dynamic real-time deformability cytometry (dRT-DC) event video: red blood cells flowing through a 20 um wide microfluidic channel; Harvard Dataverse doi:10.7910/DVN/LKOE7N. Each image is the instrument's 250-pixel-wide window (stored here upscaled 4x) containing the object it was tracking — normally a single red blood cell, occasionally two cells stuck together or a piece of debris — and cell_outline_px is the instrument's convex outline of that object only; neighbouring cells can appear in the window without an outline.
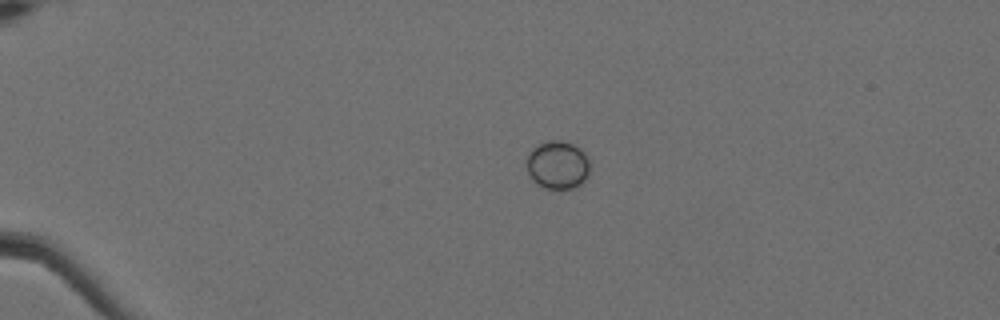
{"species": "Egyptian fruit bat (a non-hibernating species)", "species_latin": "Rousettus aegyptiacus", "temperature_condition": "cold", "stored_images_in_passage": 45, "camera_frame_rate_fps": 3000, "um_per_image_px": 0.085, "animal": {"sex": "female"}, "frame": {"image": 1, "passage_image": 1, "time_ms": 0.0, "image_size_px": [1000, 320], "cell_outline_px": [[588, 176], [576, 188], [544, 188], [536, 184], [532, 180], [528, 172], [528, 156], [532, 148], [548, 140], [560, 140], [572, 144], [580, 148], [584, 152], [588, 160]], "centroid_in_image_um": [47.4, 14.02], "position_along_channel_um": 37.6, "area_um2": 17.57}}
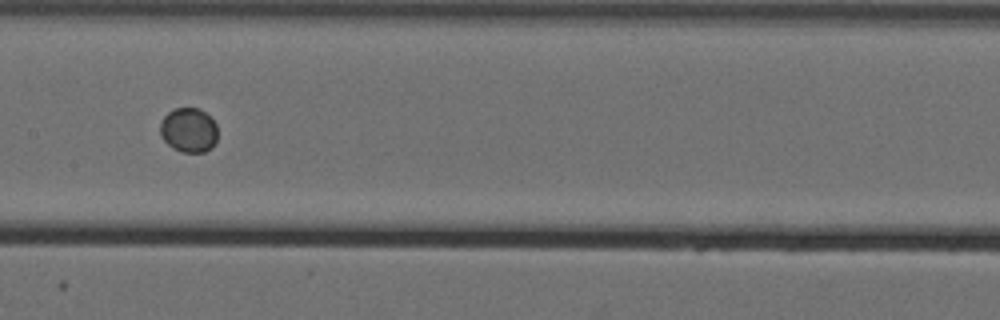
{"frame": {"image": 2, "passage_image": 19, "time_ms": 6.0, "image_size_px": [1000, 320], "cell_outline_px": [[216, 140], [212, 148], [204, 152], [184, 152], [172, 148], [164, 140], [160, 132], [160, 124], [164, 116], [168, 112], [176, 108], [200, 108], [216, 124]], "centroid_in_image_um": [16.03, 11.06], "position_along_channel_um": 191.4, "area_um2": 14.8}}
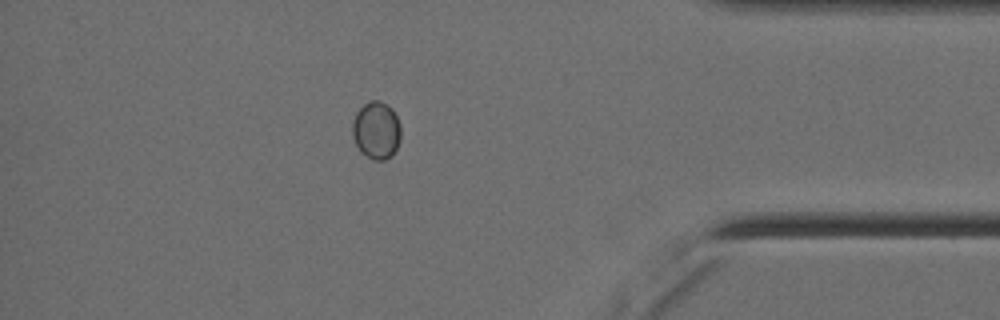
{"frame": {"image": 3, "passage_image": 39, "time_ms": 12.667, "image_size_px": [1000, 320], "cell_outline_px": [[400, 140], [392, 156], [384, 160], [372, 160], [360, 152], [352, 136], [352, 124], [356, 112], [364, 104], [372, 100], [380, 100], [392, 108], [400, 124]], "centroid_in_image_um": [31.98, 11.08], "position_along_channel_um": 403.2, "area_um2": 16.36}}